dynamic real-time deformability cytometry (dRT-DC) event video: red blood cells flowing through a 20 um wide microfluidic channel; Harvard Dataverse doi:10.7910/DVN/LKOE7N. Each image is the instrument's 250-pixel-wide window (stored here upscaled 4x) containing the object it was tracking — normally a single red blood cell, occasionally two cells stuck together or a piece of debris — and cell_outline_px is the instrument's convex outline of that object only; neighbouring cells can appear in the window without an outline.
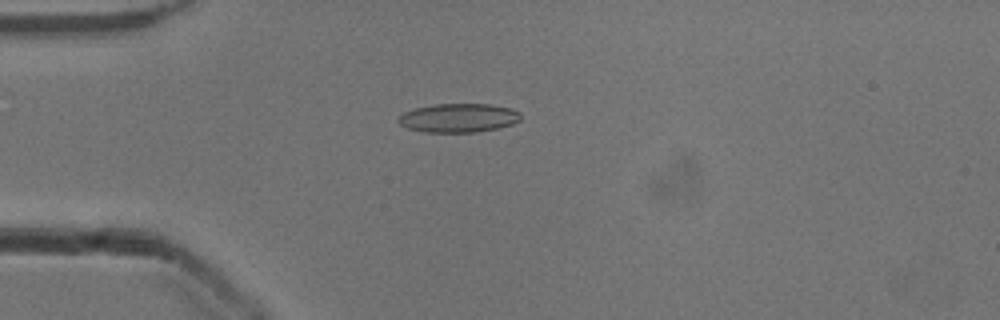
{"species": "common noctule bat (a hibernating species)", "species_latin": "Nyctalus noctula", "temperature_condition": "cold", "stored_images_in_passage": 52, "camera_frame_rate_fps": 3000, "um_per_image_px": 0.085, "animal": {"sex": "male", "body_mass_g": 13.3}, "frame": {"image": 1, "passage_image": 14, "time_ms": 4.333, "image_size_px": [1000, 320], "cell_outline_px": [[520, 120], [512, 124], [496, 128], [476, 132], [424, 132], [408, 128], [400, 124], [396, 120], [404, 112], [416, 108], [432, 104], [488, 104], [512, 108], [520, 112]], "centroid_in_image_um": [38.97, 10.02], "position_along_channel_um": 46.0, "area_um2": 20.52}}
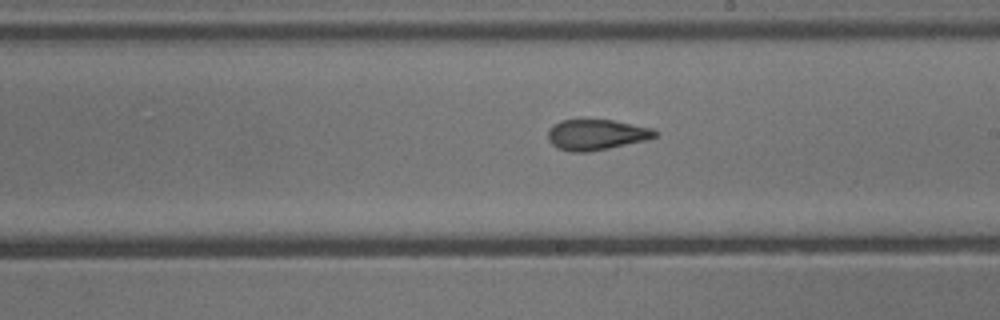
{"frame": {"image": 2, "passage_image": 30, "time_ms": 9.667, "image_size_px": [1000, 320], "cell_outline_px": [[656, 136], [648, 140], [588, 152], [572, 152], [556, 148], [548, 140], [548, 128], [552, 124], [560, 120], [612, 120], [652, 128], [656, 132]], "centroid_in_image_um": [50.64, 11.45], "position_along_channel_um": 238.4, "area_um2": 19.13}}
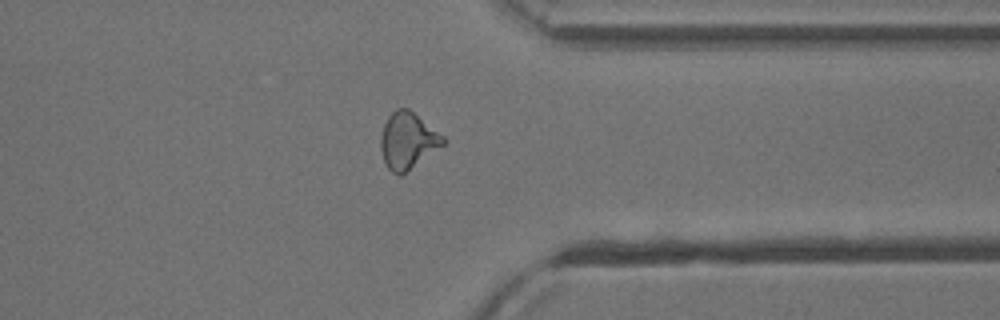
{"frame": {"image": 3, "passage_image": 41, "time_ms": 13.333, "image_size_px": [1000, 320], "cell_outline_px": [[448, 140], [444, 144], [400, 176], [392, 172], [388, 168], [384, 160], [380, 148], [380, 136], [384, 124], [388, 116], [396, 108], [408, 108], [444, 136]], "centroid_in_image_um": [34.64, 11.94], "position_along_channel_um": 376.8, "area_um2": 20.35}, "authors_computed_cell_mechanics": {"area_um2": 19.9988, "velocity_mm_per_s": 3.9174, "shape_relaxation_time_tau1_ms": 10.9953, "shape_relaxation_time_tau2_ms": 1.7566, "deformation_change_tau1": 0.2335, "deformation_change_tau2": 0.08}}